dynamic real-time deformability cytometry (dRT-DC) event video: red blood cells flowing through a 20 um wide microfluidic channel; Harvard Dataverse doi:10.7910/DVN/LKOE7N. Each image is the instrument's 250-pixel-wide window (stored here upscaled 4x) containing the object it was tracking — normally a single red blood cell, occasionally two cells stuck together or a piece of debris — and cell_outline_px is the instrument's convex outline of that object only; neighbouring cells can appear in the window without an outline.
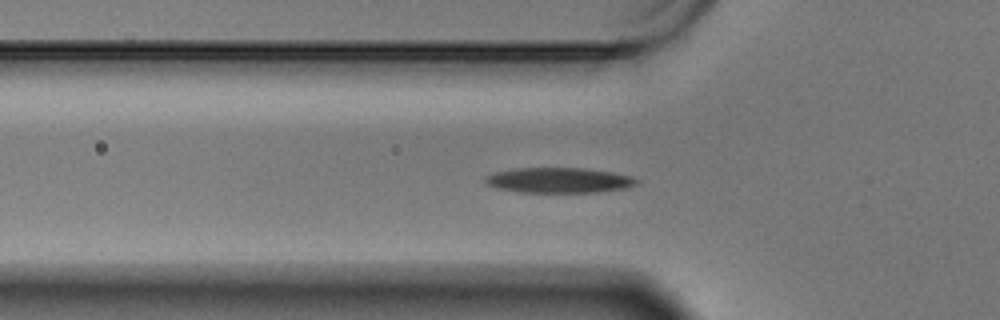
{"species": "Egyptian fruit bat (a non-hibernating species)", "species_latin": "Rousettus aegyptiacus", "temperature_condition": "warm", "stored_images_in_passage": 53, "camera_frame_rate_fps": 3000, "um_per_image_px": 0.085, "animal": {"sex": "male"}, "frame": {"image": 1, "passage_image": 19, "time_ms": 6.0, "image_size_px": [1000, 320], "cell_outline_px": [[640, 180], [636, 184], [628, 188], [596, 192], [520, 192], [496, 188], [488, 184], [484, 180], [484, 176], [496, 172], [516, 168], [584, 168], [612, 172], [632, 176]], "centroid_in_image_um": [47.53, 15.32], "position_along_channel_um": 78.3, "area_um2": 22.31}}
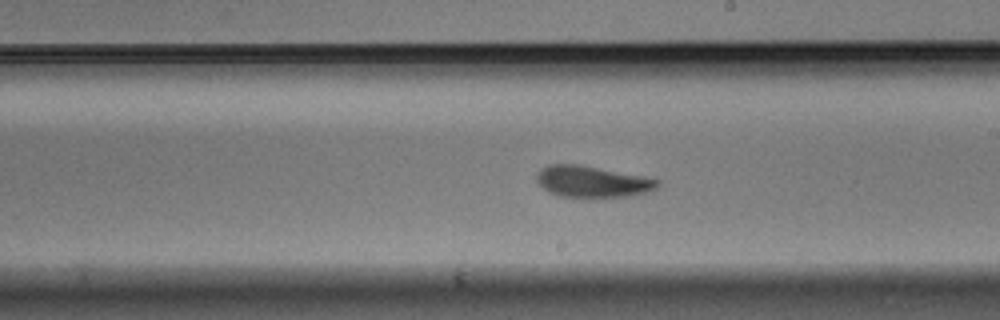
{"frame": {"image": 2, "passage_image": 33, "time_ms": 10.667, "image_size_px": [1000, 320], "cell_outline_px": [[660, 184], [656, 188], [644, 192], [628, 196], [560, 196], [548, 192], [536, 180], [536, 176], [548, 164], [580, 164], [660, 180]], "centroid_in_image_um": [50.32, 15.42], "position_along_channel_um": 238.7, "area_um2": 21.44}}
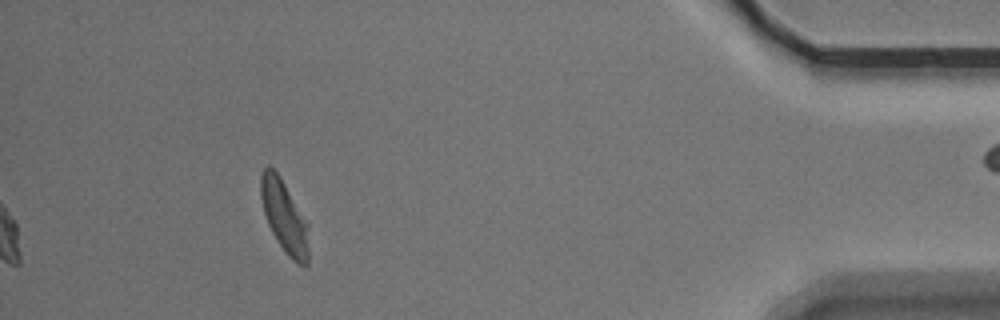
{"frame": {"image": 3, "passage_image": 53, "time_ms": 17.333, "image_size_px": [1000, 320], "cell_outline_px": [[308, 264], [304, 268], [296, 264], [288, 256], [276, 240], [268, 224], [264, 212], [260, 196], [260, 176], [264, 168], [268, 164], [280, 176], [308, 224]], "centroid_in_image_um": [24.16, 18.44], "position_along_channel_um": 411.0, "area_um2": 20.23}, "authors_computed_cell_mechanics": {"area_um2": 21.4438, "velocity_mm_per_s": 3.4184, "shape_relaxation_time_tau1_ms": 3.4709, "shape_relaxation_time_tau2_ms": 2.6646, "deformation_change_tau1": 0.1587, "deformation_change_tau2": 0.1027}}